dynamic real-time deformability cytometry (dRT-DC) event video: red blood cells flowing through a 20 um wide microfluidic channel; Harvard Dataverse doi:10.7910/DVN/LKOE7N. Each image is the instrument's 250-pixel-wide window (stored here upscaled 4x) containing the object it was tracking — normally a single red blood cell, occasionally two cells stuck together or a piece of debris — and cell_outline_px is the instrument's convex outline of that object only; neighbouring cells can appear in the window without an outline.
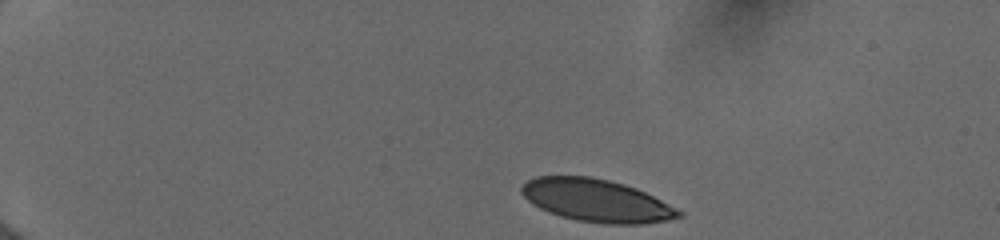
{"species": "human", "species_latin": "Homo sapiens", "temperature_condition": "cold", "stored_images_in_passage": 12, "camera_frame_rate_fps": 3000, "um_per_image_px": 0.085, "donor": {"sex": "female"}, "frame": {"image": 1, "passage_image": 1, "time_ms": 0.0, "image_size_px": [1000, 240], "cell_outline_px": [[684, 216], [668, 220], [644, 224], [604, 224], [576, 220], [560, 216], [548, 212], [532, 204], [520, 192], [520, 188], [528, 180], [536, 176], [588, 176], [608, 180], [624, 184], [636, 188], [684, 212]], "centroid_in_image_um": [50.7, 17.05], "position_along_channel_um": 34.3, "area_um2": 39.02}}
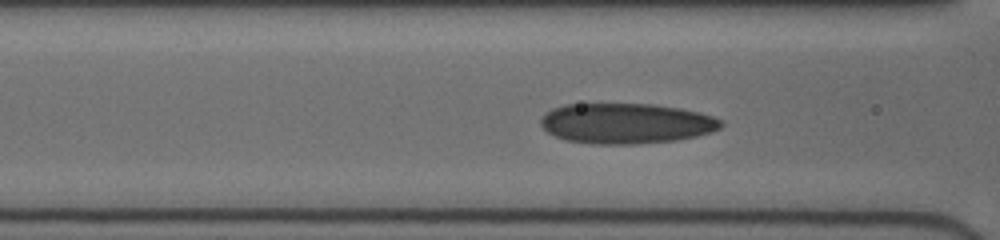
{"frame": {"image": 2, "passage_image": 9, "time_ms": 4.333, "image_size_px": [1000, 240], "cell_outline_px": [[724, 124], [720, 128], [696, 136], [676, 140], [636, 144], [592, 144], [564, 140], [548, 132], [540, 124], [540, 120], [552, 108], [564, 104], [652, 104], [680, 108], [712, 116], [724, 120]], "centroid_in_image_um": [53.22, 10.49], "position_along_channel_um": 113.4, "area_um2": 42.37}}
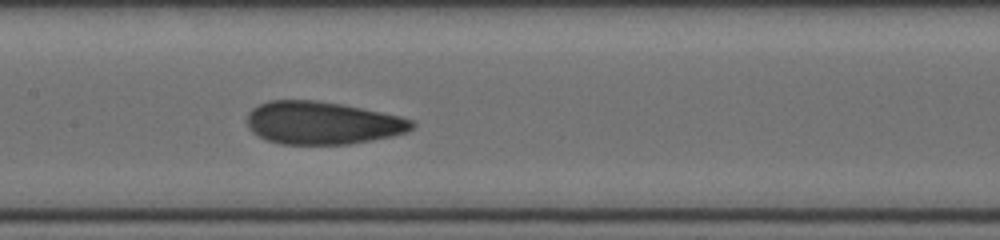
{"frame": {"image": 3, "passage_image": 12, "time_ms": 6.0, "image_size_px": [1000, 240], "cell_outline_px": [[416, 124], [408, 132], [392, 136], [348, 144], [280, 144], [268, 140], [252, 132], [248, 128], [248, 112], [252, 108], [268, 100], [316, 100], [340, 104], [400, 116], [412, 120]], "centroid_in_image_um": [27.39, 10.45], "position_along_channel_um": 180.0, "area_um2": 40.92}}